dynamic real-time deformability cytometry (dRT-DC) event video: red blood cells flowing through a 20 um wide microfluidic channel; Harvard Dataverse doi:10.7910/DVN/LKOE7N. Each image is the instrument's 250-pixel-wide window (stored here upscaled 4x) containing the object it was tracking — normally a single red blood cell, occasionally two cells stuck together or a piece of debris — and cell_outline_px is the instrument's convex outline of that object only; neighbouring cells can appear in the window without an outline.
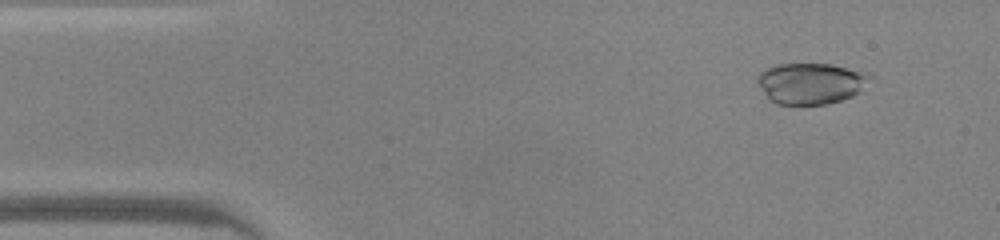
{"species": "common noctule bat (a hibernating species)", "species_latin": "Nyctalus noctula", "temperature_condition": "warm", "stored_images_in_passage": 47, "camera_frame_rate_fps": 3000, "um_per_image_px": 0.085, "animal": {"sex": "male", "body_mass_g": 20.0, "forearm_length_mm": 53.3}, "frame": {"image": 1, "passage_image": 4, "time_ms": 1.0, "image_size_px": [1000, 240], "cell_outline_px": [[872, 76], [860, 92], [852, 96], [840, 100], [824, 104], [776, 104], [768, 100], [760, 88], [756, 80], [756, 76], [760, 72], [776, 64], [832, 64], [868, 72]], "centroid_in_image_um": [68.9, 7.08], "position_along_channel_um": 16.1, "area_um2": 27.11}}
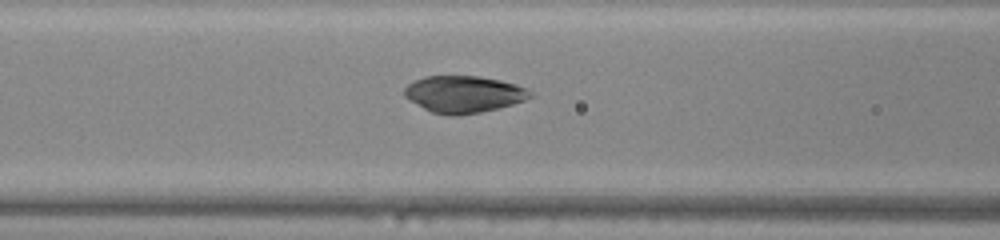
{"frame": {"image": 2, "passage_image": 18, "time_ms": 5.667, "image_size_px": [1000, 240], "cell_outline_px": [[536, 96], [512, 104], [480, 112], [456, 116], [448, 116], [432, 112], [408, 100], [404, 96], [404, 88], [408, 84], [424, 76], [480, 76], [500, 80], [516, 84], [528, 88]], "centroid_in_image_um": [39.43, 8.0], "position_along_channel_um": 127.2, "area_um2": 27.17}}
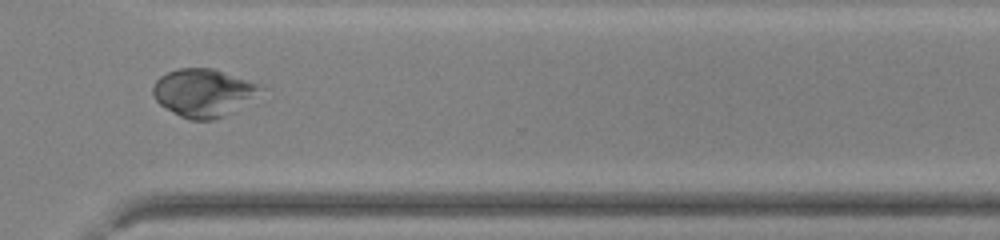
{"frame": {"image": 3, "passage_image": 34, "time_ms": 11.0, "image_size_px": [1000, 240], "cell_outline_px": [[264, 92], [220, 116], [212, 120], [192, 120], [180, 116], [160, 104], [156, 100], [152, 92], [152, 88], [156, 80], [160, 76], [168, 72], [180, 68], [212, 68], [260, 84], [264, 88]], "centroid_in_image_um": [17.27, 7.86], "position_along_channel_um": 353.3, "area_um2": 29.48}, "authors_computed_cell_mechanics": {"area_um2": 28.0908, "velocity_mm_per_s": 4.2446, "shape_relaxation_time_tau1_ms": 6.5164, "shape_relaxation_time_tau2_ms": 0.7394, "deformation_change_tau1": 0.1906, "deformation_change_tau2": 0.0373}}